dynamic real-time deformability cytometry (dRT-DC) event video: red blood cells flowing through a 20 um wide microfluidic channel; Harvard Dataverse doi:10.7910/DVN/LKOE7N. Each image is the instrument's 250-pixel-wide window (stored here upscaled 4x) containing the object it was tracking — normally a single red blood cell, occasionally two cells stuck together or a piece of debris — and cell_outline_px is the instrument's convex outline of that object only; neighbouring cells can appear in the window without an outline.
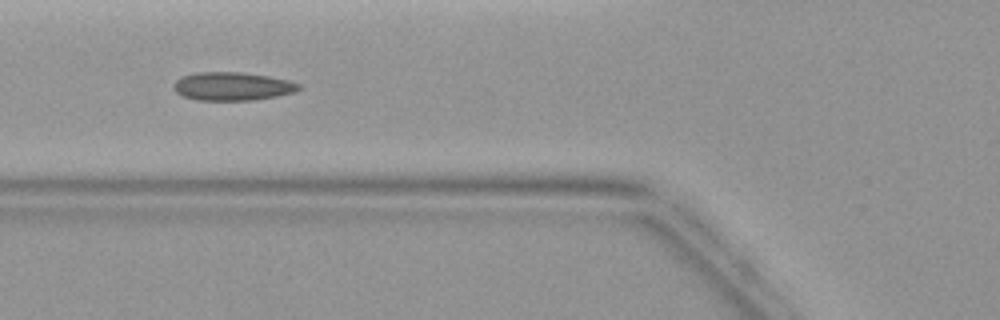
{"species": "common noctule bat (a hibernating species)", "species_latin": "Nyctalus noctula", "temperature_condition": "warm", "stored_images_in_passage": 3, "camera_frame_rate_fps": 3000, "um_per_image_px": 0.085, "animal": {"sex": "female", "body_mass_g": 19.9}, "frame": {"image": 1, "passage_image": 3, "time_ms": 2.333, "image_size_px": [1000, 320], "cell_outline_px": [[300, 88], [296, 92], [276, 96], [252, 100], [196, 100], [184, 96], [176, 92], [172, 84], [180, 76], [196, 72], [240, 72], [268, 76], [288, 80], [300, 84]], "centroid_in_image_um": [19.73, 7.33], "position_along_channel_um": 106.1, "area_um2": 20.69}}